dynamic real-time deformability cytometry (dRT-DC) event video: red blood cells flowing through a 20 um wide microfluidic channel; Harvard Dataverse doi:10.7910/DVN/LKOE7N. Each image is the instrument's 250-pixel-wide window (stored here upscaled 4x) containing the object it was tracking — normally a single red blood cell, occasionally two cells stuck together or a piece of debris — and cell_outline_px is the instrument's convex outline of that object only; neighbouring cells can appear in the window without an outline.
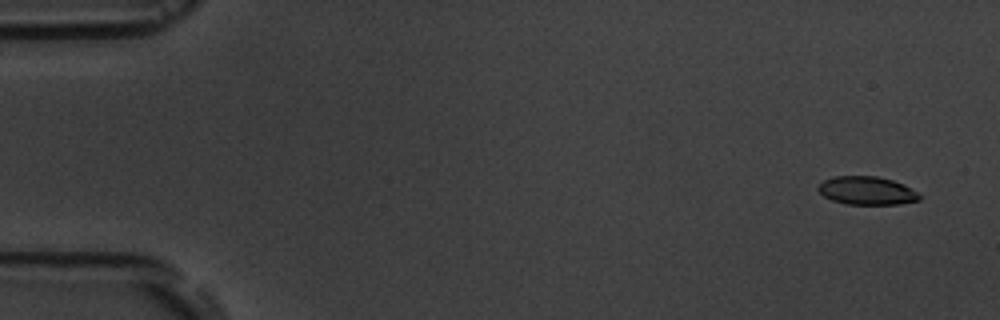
{"species": "common noctule bat (a hibernating species)", "species_latin": "Nyctalus noctula", "temperature_condition": "room temperature", "stored_images_in_passage": 13, "camera_frame_rate_fps": 3000, "um_per_image_px": 0.085, "animal": {"sex": "male", "body_mass_g": 19.5, "forearm_length_mm": 54.6}, "frame": {"image": 1, "passage_image": 1, "time_ms": 0.0, "image_size_px": [1000, 320], "cell_outline_px": [[920, 200], [900, 204], [844, 204], [832, 200], [824, 196], [816, 188], [824, 180], [832, 176], [876, 176], [892, 180], [904, 184], [916, 192], [920, 196]], "centroid_in_image_um": [73.66, 16.2], "position_along_channel_um": 11.3, "area_um2": 16.65}}
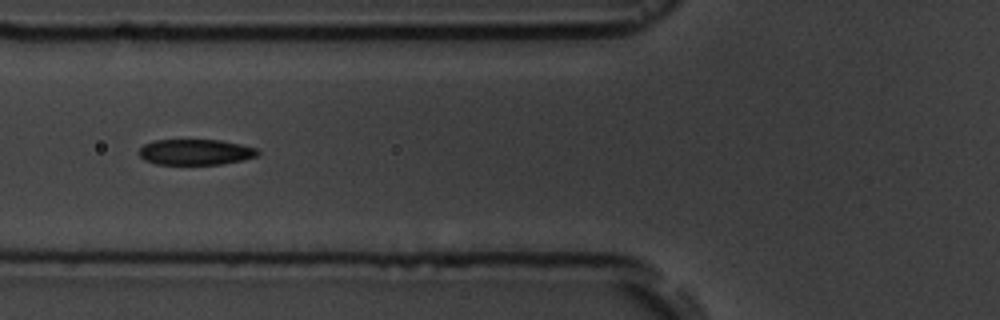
{"frame": {"image": 2, "passage_image": 6, "time_ms": 6.333, "image_size_px": [1000, 320], "cell_outline_px": [[260, 152], [256, 156], [240, 160], [220, 164], [156, 164], [144, 160], [136, 152], [144, 144], [152, 140], [220, 140], [240, 144], [256, 148]], "centroid_in_image_um": [16.56, 12.92], "position_along_channel_um": 109.2, "area_um2": 17.74}}
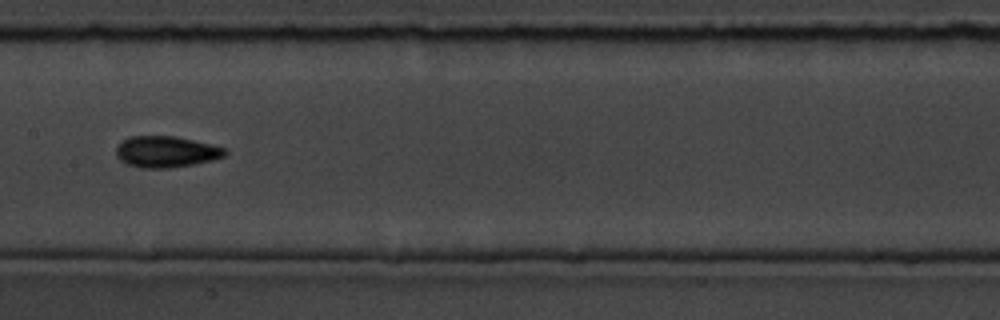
{"frame": {"image": 3, "passage_image": 8, "time_ms": 8.667, "image_size_px": [1000, 320], "cell_outline_px": [[228, 152], [224, 156], [212, 160], [192, 164], [168, 168], [140, 168], [124, 164], [116, 156], [116, 148], [128, 136], [176, 136], [212, 144], [224, 148]], "centroid_in_image_um": [14.09, 12.9], "position_along_channel_um": 193.3, "area_um2": 19.88}, "authors_computed_cell_mechanics": {"area_um2": 18.3804, "velocity_mm_per_s": 3.6048, "shape_relaxation_time_tau1_ms": 4.5504, "shape_relaxation_time_tau2_ms": 2.4668, "deformation_change_tau1": 0.164, "deformation_change_tau2": 0.0715}}